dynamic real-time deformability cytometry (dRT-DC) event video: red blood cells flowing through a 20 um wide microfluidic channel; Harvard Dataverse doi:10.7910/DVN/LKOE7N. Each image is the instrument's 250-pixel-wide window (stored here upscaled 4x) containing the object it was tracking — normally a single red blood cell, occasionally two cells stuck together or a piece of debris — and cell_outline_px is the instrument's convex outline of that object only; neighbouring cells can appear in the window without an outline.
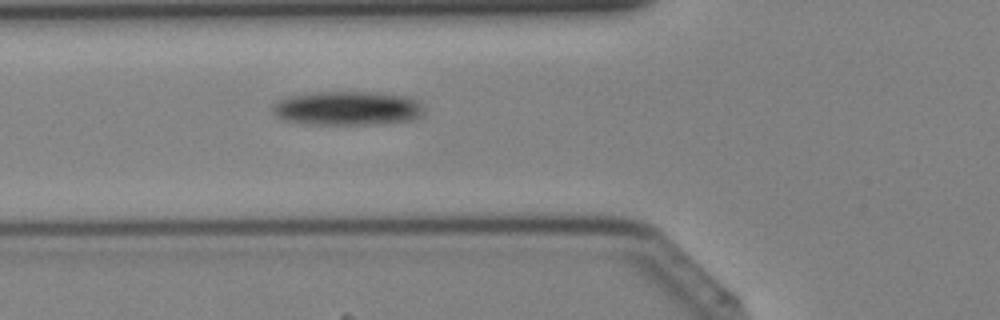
{"species": "Egyptian fruit bat (a non-hibernating species)", "species_latin": "Rousettus aegyptiacus", "temperature_condition": "cold", "stored_images_in_passage": 40, "camera_frame_rate_fps": 3000, "um_per_image_px": 0.085, "animal": {"sex": "female"}, "frame": {"image": 1, "passage_image": 10, "time_ms": 3.0, "image_size_px": [1000, 320], "cell_outline_px": [[424, 116], [416, 120], [372, 124], [308, 124], [284, 120], [276, 116], [272, 112], [272, 108], [280, 100], [288, 96], [316, 92], [368, 92], [412, 96], [420, 100], [424, 104]], "centroid_in_image_um": [29.64, 9.2], "position_along_channel_um": 96.2, "area_um2": 30.46}}
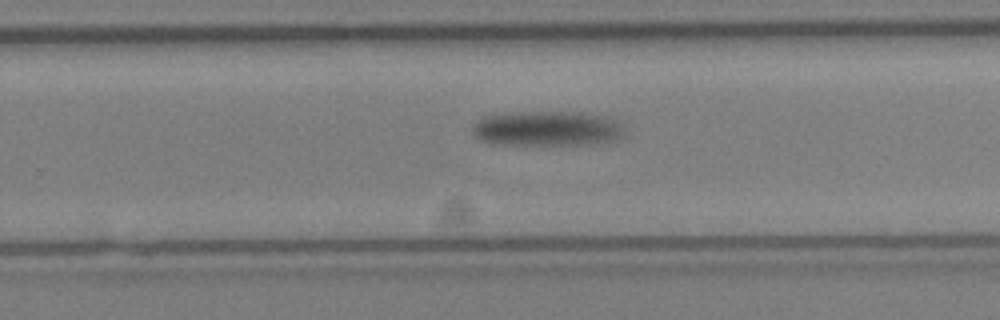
{"frame": {"image": 2, "passage_image": 23, "time_ms": 7.333, "image_size_px": [1000, 320], "cell_outline_px": [[624, 136], [608, 144], [492, 144], [476, 136], [472, 132], [472, 124], [476, 120], [484, 116], [508, 112], [580, 112], [604, 116], [620, 120], [624, 124]], "centroid_in_image_um": [46.58, 10.92], "position_along_channel_um": 283.2, "area_um2": 31.62}}
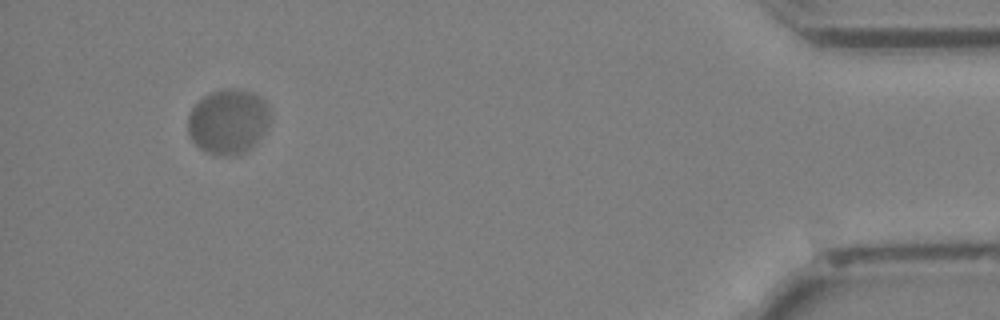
{"frame": {"image": 3, "passage_image": 37, "time_ms": 12.0, "image_size_px": [1000, 320], "cell_outline_px": [[272, 116], [264, 132], [256, 144], [252, 148], [244, 152], [232, 156], [216, 156], [200, 148], [192, 140], [188, 132], [188, 116], [192, 108], [204, 96], [212, 92], [224, 88], [236, 88], [252, 92], [264, 100]], "centroid_in_image_um": [19.41, 10.34], "position_along_channel_um": 415.8, "area_um2": 31.33}}